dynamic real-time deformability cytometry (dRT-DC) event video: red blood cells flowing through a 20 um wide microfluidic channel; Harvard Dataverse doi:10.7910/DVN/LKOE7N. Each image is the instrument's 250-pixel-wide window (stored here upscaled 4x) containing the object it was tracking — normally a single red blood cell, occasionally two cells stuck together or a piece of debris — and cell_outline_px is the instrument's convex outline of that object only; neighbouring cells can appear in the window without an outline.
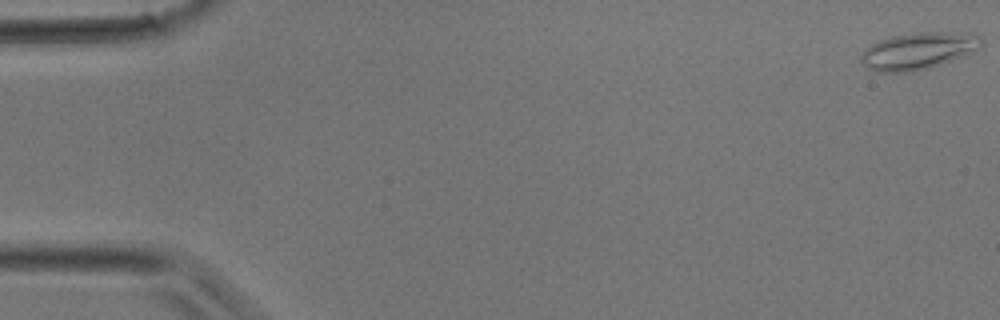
{"species": "common noctule bat (a hibernating species)", "species_latin": "Nyctalus noctula", "temperature_condition": "room temperature", "stored_images_in_passage": 8, "camera_frame_rate_fps": 3000, "um_per_image_px": 0.085, "animal": {"sex": "male", "body_mass_g": 17.9}, "frame": {"image": 1, "passage_image": 1, "time_ms": 0.0, "image_size_px": [1000, 320], "cell_outline_px": [[984, 44], [980, 48], [964, 56], [928, 68], [912, 72], [876, 72], [868, 68], [860, 60], [860, 56], [864, 48], [880, 40], [892, 36], [912, 32], [968, 32], [980, 36], [984, 40]], "centroid_in_image_um": [78.08, 4.31], "position_along_channel_um": 6.9, "area_um2": 26.24}}